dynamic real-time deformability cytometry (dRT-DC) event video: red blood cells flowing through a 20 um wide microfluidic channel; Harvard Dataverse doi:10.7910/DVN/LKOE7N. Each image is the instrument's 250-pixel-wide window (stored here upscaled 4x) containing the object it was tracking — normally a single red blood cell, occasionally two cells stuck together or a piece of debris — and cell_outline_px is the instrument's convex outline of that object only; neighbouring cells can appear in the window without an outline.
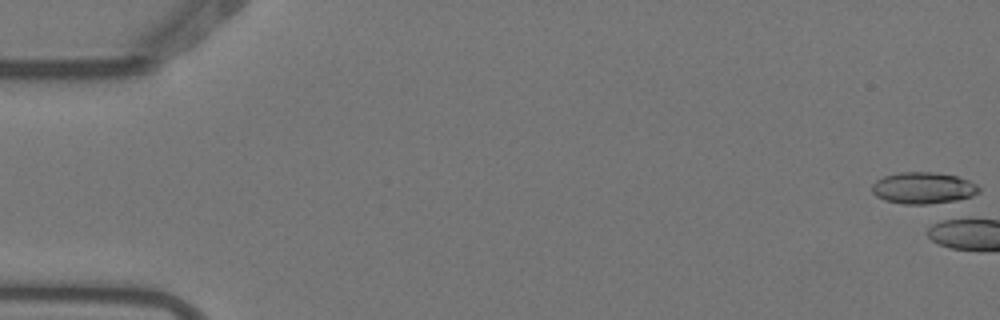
{"species": "Egyptian fruit bat (a non-hibernating species)", "species_latin": "Rousettus aegyptiacus", "temperature_condition": "warm", "stored_images_in_passage": 6, "camera_frame_rate_fps": 3000, "um_per_image_px": 0.085, "animal": {"sex": "female"}, "frame": {"image": 1, "passage_image": 1, "time_ms": 0.0, "image_size_px": [1000, 320], "cell_outline_px": [[980, 192], [972, 196], [948, 204], [904, 204], [884, 200], [876, 196], [872, 192], [872, 184], [876, 180], [884, 176], [900, 172], [936, 172], [956, 176], [968, 180], [976, 184], [980, 188]], "centroid_in_image_um": [78.51, 16.0], "position_along_channel_um": 6.5, "area_um2": 20.11}}